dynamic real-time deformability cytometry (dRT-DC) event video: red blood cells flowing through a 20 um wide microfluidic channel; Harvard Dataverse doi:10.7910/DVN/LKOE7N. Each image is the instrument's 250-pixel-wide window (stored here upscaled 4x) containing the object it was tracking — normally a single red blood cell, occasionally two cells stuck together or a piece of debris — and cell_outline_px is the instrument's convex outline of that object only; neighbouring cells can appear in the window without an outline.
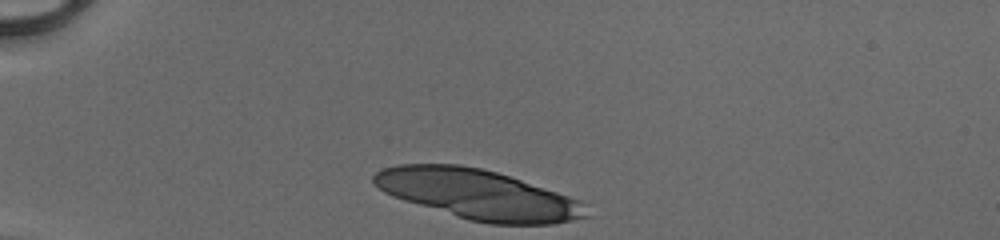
{"species": "human", "species_latin": "Homo sapiens", "temperature_condition": "cold", "stored_images_in_passage": 30, "camera_frame_rate_fps": 3000, "um_per_image_px": 0.085, "donor": {"sex": "male"}, "frame": {"image": 1, "passage_image": 1, "time_ms": 0.0, "image_size_px": [1000, 240], "cell_outline_px": [[592, 216], [552, 224], [488, 224], [468, 220], [404, 200], [392, 196], [384, 192], [372, 184], [372, 176], [376, 172], [384, 168], [396, 164], [460, 164], [480, 168], [496, 172], [580, 200], [588, 204]], "centroid_in_image_um": [40.64, 16.54], "position_along_channel_um": 44.4, "area_um2": 61.67}}
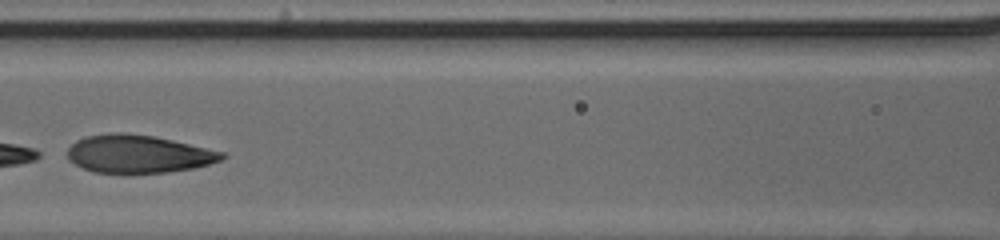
{"frame": {"image": 2, "passage_image": 13, "time_ms": 4.0, "image_size_px": [1000, 240], "cell_outline_px": [[228, 156], [220, 160], [208, 164], [192, 168], [168, 172], [124, 176], [92, 172], [68, 160], [68, 148], [76, 140], [88, 136], [116, 132], [124, 132], [152, 136], [172, 140], [224, 152]], "centroid_in_image_um": [11.72, 13.13], "position_along_channel_um": 154.9, "area_um2": 34.8}}
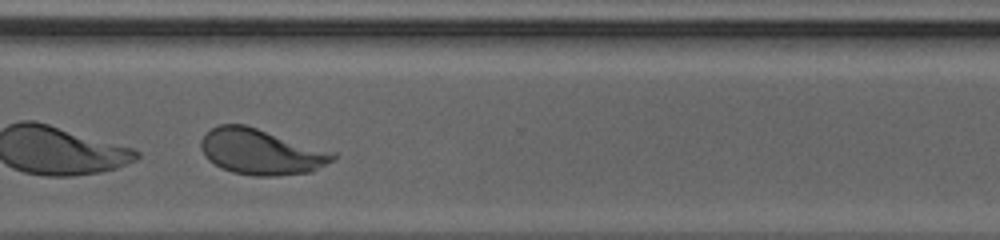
{"frame": {"image": 3, "passage_image": 27, "time_ms": 8.667, "image_size_px": [1000, 240], "cell_outline_px": [[336, 156], [332, 160], [312, 172], [276, 176], [252, 176], [232, 172], [220, 168], [208, 160], [204, 156], [200, 148], [200, 140], [212, 128], [220, 124], [244, 124], [336, 152]], "centroid_in_image_um": [22.17, 12.91], "position_along_channel_um": 348.4, "area_um2": 35.26}, "authors_computed_cell_mechanics": {"area_um2": 35.258, "velocity_mm_per_s": 4.1394, "shape_relaxation_time_tau1_ms": 0.98, "shape_relaxation_time_tau2_ms": 0.6874, "deformation_change_tau1": 0.3312, "deformation_change_tau2": 0.0753}}